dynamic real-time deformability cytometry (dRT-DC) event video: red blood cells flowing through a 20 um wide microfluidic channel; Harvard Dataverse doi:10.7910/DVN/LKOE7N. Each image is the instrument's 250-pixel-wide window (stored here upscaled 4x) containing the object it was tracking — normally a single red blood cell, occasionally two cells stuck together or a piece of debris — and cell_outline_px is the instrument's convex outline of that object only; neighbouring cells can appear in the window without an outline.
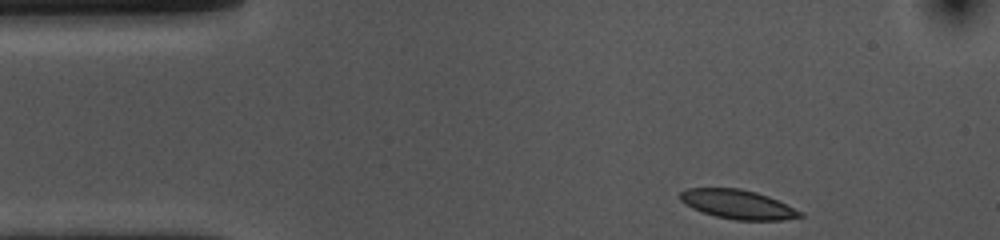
{"species": "common noctule bat (a hibernating species)", "species_latin": "Nyctalus noctula", "temperature_condition": "cold", "stored_images_in_passage": 38, "camera_frame_rate_fps": 3000, "um_per_image_px": 0.085, "animal": {"sex": "female", "body_mass_g": 10.0, "forearm_length_mm": 53.1}, "frame": {"image": 1, "passage_image": 1, "time_ms": 0.0, "image_size_px": [1000, 240], "cell_outline_px": [[804, 216], [784, 220], [736, 220], [716, 216], [700, 212], [684, 204], [680, 200], [680, 192], [688, 188], [740, 188], [756, 192], [768, 196], [804, 212]], "centroid_in_image_um": [62.71, 17.37], "position_along_channel_um": 22.3, "area_um2": 20.46}}
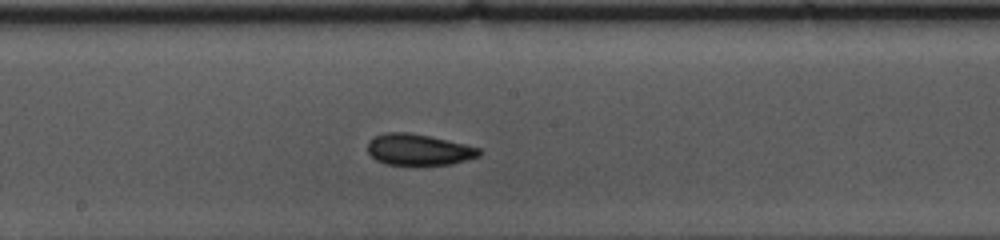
{"frame": {"image": 2, "passage_image": 22, "time_ms": 7.0, "image_size_px": [1000, 240], "cell_outline_px": [[480, 156], [452, 164], [384, 164], [376, 160], [368, 152], [368, 140], [384, 132], [408, 132], [428, 136], [464, 144], [480, 148]], "centroid_in_image_um": [35.56, 12.71], "position_along_channel_um": 212.6, "area_um2": 20.06}}
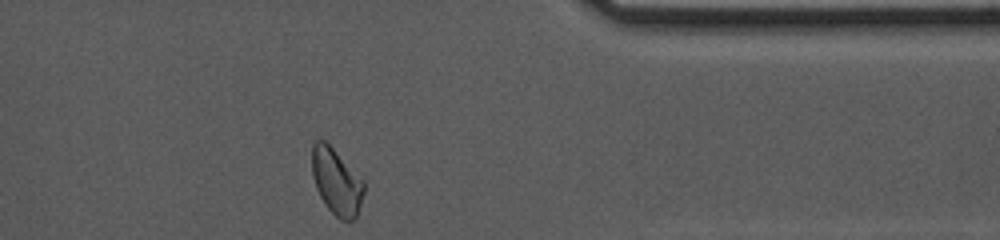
{"frame": {"image": 3, "passage_image": 38, "time_ms": 12.333, "image_size_px": [1000, 240], "cell_outline_px": [[364, 192], [356, 216], [348, 224], [340, 220], [328, 208], [320, 196], [316, 188], [312, 176], [312, 144], [316, 140], [324, 140], [364, 180]], "centroid_in_image_um": [28.6, 15.46], "position_along_channel_um": 382.8, "area_um2": 19.94}, "authors_computed_cell_mechanics": {"area_um2": 20.6924, "velocity_mm_per_s": 3.5392, "shape_relaxation_time_tau1_ms": 4.0018, "shape_relaxation_time_tau2_ms": 2.4694, "deformation_change_tau1": 0.097, "deformation_change_tau2": 0.0649}}